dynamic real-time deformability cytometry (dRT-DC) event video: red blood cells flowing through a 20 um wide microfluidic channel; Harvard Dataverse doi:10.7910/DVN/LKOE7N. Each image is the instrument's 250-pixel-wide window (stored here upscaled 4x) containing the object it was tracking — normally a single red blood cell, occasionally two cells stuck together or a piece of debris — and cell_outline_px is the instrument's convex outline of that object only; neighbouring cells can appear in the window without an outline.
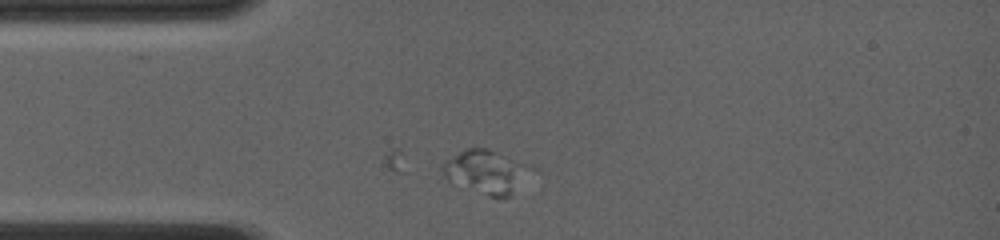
{"species": "common noctule bat (a hibernating species)", "species_latin": "Nyctalus noctula", "temperature_condition": "room temperature", "stored_images_in_passage": 38, "camera_frame_rate_fps": 4000, "um_per_image_px": 0.085, "animal": {"sex": "female", "body_mass_g": 19.0, "forearm_length_mm": 56.7}, "frame": {"image": 1, "passage_image": 1, "time_ms": 0.0, "image_size_px": [1000, 240], "cell_outline_px": [[524, 164], [512, 196], [496, 200], [452, 184], [444, 176], [440, 168], [440, 164], [452, 156], [468, 148], [488, 148]], "centroid_in_image_um": [41.08, 14.65], "position_along_channel_um": 43.9, "area_um2": 21.5}}